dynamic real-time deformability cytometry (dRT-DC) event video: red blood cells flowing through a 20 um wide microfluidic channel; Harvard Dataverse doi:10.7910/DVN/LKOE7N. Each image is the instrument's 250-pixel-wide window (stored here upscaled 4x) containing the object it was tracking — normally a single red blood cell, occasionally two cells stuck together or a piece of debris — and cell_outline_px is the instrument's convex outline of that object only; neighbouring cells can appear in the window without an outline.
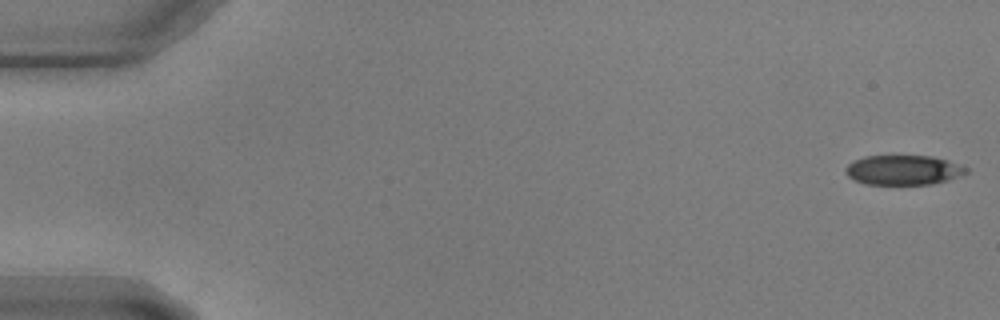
{"species": "common noctule bat (a hibernating species)", "species_latin": "Nyctalus noctula", "temperature_condition": "warm", "stored_images_in_passage": 9, "camera_frame_rate_fps": 3000, "um_per_image_px": 0.085, "animal": {"sex": "male", "body_mass_g": 17.9, "forearm_length_mm": 54.2}, "frame": {"image": 1, "passage_image": 1, "time_ms": 0.0, "image_size_px": [1000, 320], "cell_outline_px": [[968, 172], [960, 176], [948, 180], [932, 184], [864, 184], [852, 180], [844, 172], [844, 168], [852, 160], [864, 156], [932, 156], [948, 160], [968, 168]], "centroid_in_image_um": [76.74, 14.45], "position_along_channel_um": 8.3, "area_um2": 21.1}}